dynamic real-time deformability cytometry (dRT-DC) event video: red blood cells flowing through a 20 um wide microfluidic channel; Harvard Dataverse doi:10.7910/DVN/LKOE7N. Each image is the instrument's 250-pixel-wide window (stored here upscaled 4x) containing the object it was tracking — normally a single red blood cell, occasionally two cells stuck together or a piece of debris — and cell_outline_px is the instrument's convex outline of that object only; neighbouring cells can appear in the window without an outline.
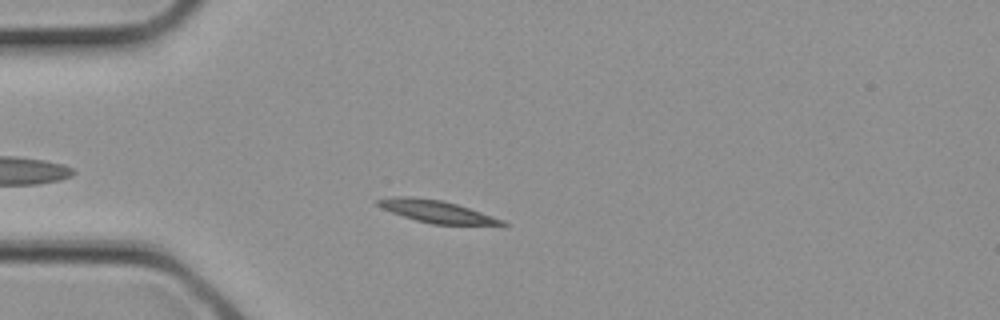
{"species": "common noctule bat (a hibernating species)", "species_latin": "Nyctalus noctula", "temperature_condition": "cold", "stored_images_in_passage": 2, "camera_frame_rate_fps": 3000, "um_per_image_px": 0.085, "animal": {"sex": "female", "body_mass_g": 21.9}, "frame": {"image": 1, "passage_image": 2, "time_ms": 0.333, "image_size_px": [1000, 320], "cell_outline_px": [[508, 228], [500, 228], [432, 224], [416, 220], [392, 212], [376, 204], [376, 200], [392, 196], [412, 196], [440, 200], [456, 204], [504, 220], [508, 224]], "centroid_in_image_um": [37.32, 18.04], "position_along_channel_um": 47.7, "area_um2": 16.82}}